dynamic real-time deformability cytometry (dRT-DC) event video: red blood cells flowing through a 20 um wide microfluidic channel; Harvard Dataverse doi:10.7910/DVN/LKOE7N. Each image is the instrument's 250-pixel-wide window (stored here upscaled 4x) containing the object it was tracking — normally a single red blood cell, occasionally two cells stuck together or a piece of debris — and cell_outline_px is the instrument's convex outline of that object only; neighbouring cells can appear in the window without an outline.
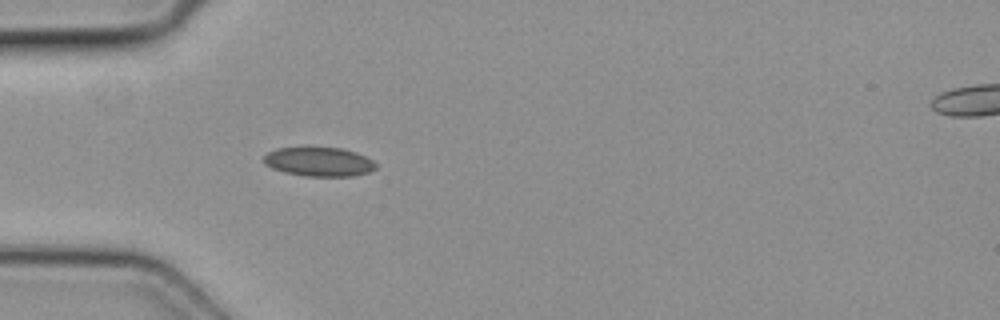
{"species": "common noctule bat (a hibernating species)", "species_latin": "Nyctalus noctula", "temperature_condition": "cold", "stored_images_in_passage": 5, "segment_of_instrument_passage": [1, 2], "camera_frame_rate_fps": 3000, "um_per_image_px": 0.085, "animal": {"sex": "female", "body_mass_g": 19.3, "forearm_length_mm": 54.1}, "frame": {"image": 1, "passage_image": 4, "time_ms": 1.0, "image_size_px": [1000, 320], "cell_outline_px": [[376, 168], [368, 172], [352, 176], [304, 176], [284, 172], [272, 168], [264, 164], [264, 156], [268, 152], [276, 148], [340, 148], [356, 152], [372, 160], [376, 164]], "centroid_in_image_um": [27.1, 13.76], "position_along_channel_um": 57.9, "area_um2": 18.84}}